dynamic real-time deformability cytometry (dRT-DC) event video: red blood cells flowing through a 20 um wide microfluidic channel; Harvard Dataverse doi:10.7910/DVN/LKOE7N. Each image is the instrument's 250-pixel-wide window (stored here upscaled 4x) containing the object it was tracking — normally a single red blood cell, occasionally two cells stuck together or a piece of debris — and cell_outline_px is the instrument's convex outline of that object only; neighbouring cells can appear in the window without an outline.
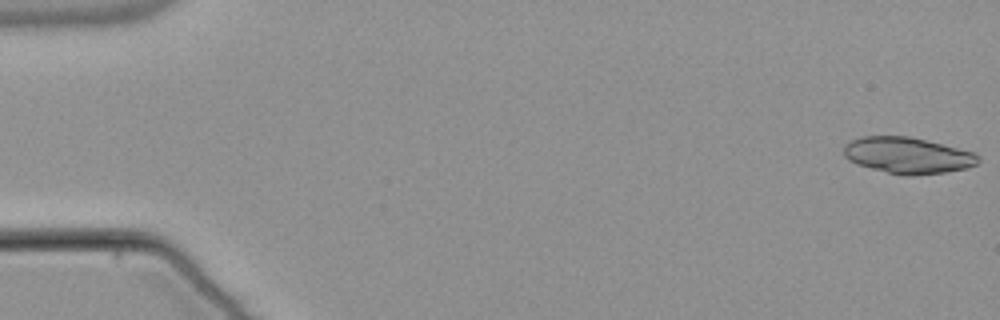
{"species": "common noctule bat (a hibernating species)", "species_latin": "Nyctalus noctula", "temperature_condition": "warm", "stored_images_in_passage": 53, "segment_of_instrument_passage": [1, 2], "camera_frame_rate_fps": 3000, "um_per_image_px": 0.085, "animal": {"sex": "male", "body_mass_g": 21.5, "forearm_length_mm": 52.0}, "frame": {"image": 1, "passage_image": 1, "time_ms": 0.0, "image_size_px": [1000, 320], "cell_outline_px": [[980, 160], [976, 164], [968, 168], [944, 172], [908, 176], [904, 176], [856, 164], [848, 160], [844, 156], [844, 144], [860, 136], [908, 136], [972, 152]], "centroid_in_image_um": [77.09, 13.21], "position_along_channel_um": 7.9, "area_um2": 28.03}}
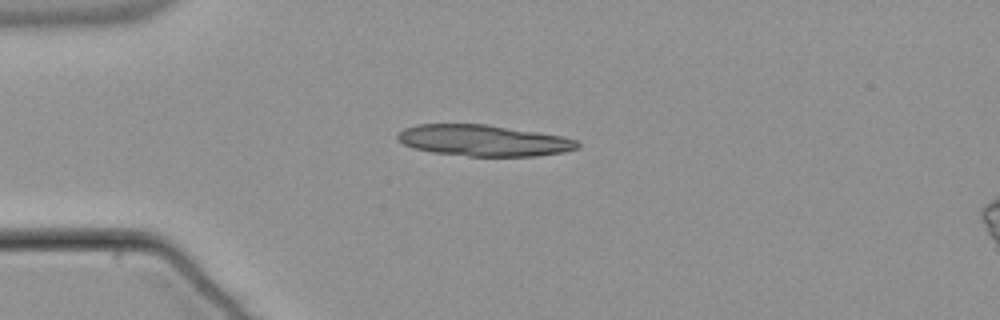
{"frame": {"image": 2, "passage_image": 14, "time_ms": 4.333, "image_size_px": [1000, 320], "cell_outline_px": [[580, 148], [564, 152], [536, 156], [468, 156], [432, 152], [412, 148], [396, 140], [396, 136], [404, 128], [416, 124], [488, 124], [564, 136], [576, 140], [580, 144]], "centroid_in_image_um": [41.1, 11.94], "position_along_channel_um": 43.9, "area_um2": 33.0}}